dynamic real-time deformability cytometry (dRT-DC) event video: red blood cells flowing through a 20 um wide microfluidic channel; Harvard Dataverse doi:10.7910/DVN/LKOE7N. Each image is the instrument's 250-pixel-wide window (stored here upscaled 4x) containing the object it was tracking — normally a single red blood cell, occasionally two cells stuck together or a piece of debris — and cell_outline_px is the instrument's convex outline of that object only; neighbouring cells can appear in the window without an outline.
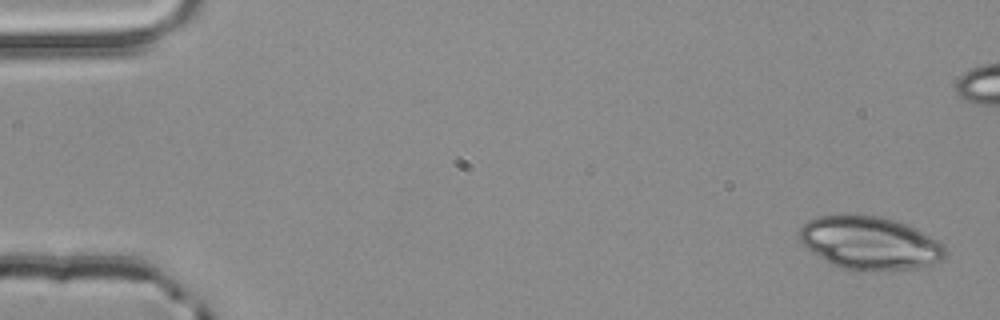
{"species": "common noctule bat (a hibernating species)", "species_latin": "Nyctalus noctula", "temperature_condition": "room temperature", "stored_images_in_passage": 6, "segment_of_instrument_passage": [1, 2], "camera_frame_rate_fps": 3000, "um_per_image_px": 0.085, "animal": {"sex": "male", "body_mass_g": 20.4}, "frame": {"image": 1, "passage_image": 1, "time_ms": 0.0, "image_size_px": [1000, 320], "cell_outline_px": [[948, 252], [940, 260], [932, 264], [916, 268], [844, 268], [832, 264], [824, 260], [812, 252], [800, 240], [800, 228], [808, 220], [816, 216], [880, 216], [896, 220], [908, 224], [944, 244]], "centroid_in_image_um": [73.95, 20.62], "position_along_channel_um": 11.0, "area_um2": 43.93}}
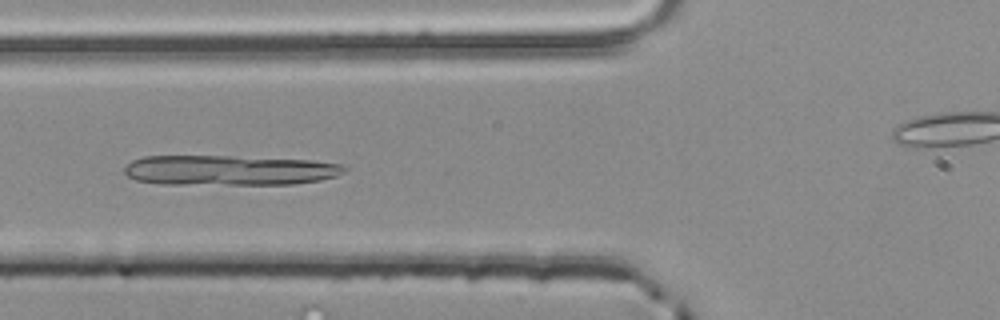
{"frame": {"image": 2, "passage_image": 5, "time_ms": 1.333, "image_size_px": [1000, 320], "cell_outline_px": [[348, 168], [344, 172], [336, 176], [320, 180], [292, 184], [164, 184], [136, 180], [128, 176], [124, 172], [124, 168], [132, 160], [144, 156], [228, 156], [312, 160], [340, 164]], "centroid_in_image_um": [19.49, 14.47], "position_along_channel_um": 106.3, "area_um2": 38.55}}